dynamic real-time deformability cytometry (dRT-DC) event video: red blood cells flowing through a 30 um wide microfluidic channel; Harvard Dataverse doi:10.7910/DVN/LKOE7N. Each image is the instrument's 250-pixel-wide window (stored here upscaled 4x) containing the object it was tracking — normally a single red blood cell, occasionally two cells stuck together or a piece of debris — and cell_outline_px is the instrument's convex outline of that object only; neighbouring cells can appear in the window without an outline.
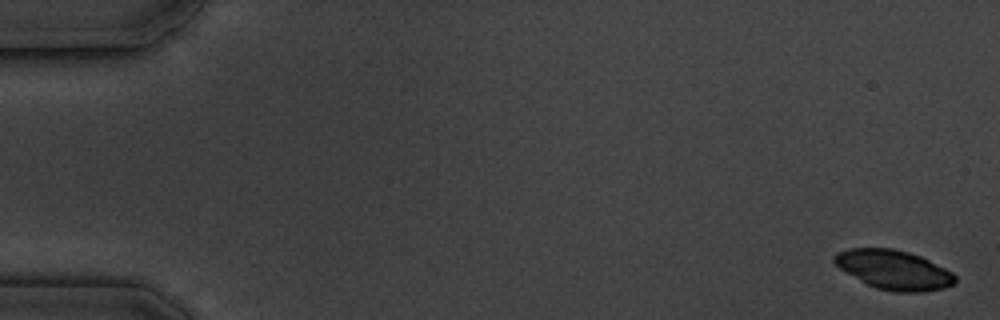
{"species": "common noctule bat (a hibernating species)", "species_latin": "Nyctalus noctula", "temperature_condition": "cold", "stored_images_in_passage": 5, "camera_frame_rate_fps": 3000, "um_per_image_px": 0.085, "animal": {"sex": "male", "body_mass_g": 19.5, "forearm_length_mm": 54.6}, "frame": {"image": 1, "passage_image": 1, "time_ms": 0.0, "image_size_px": [1000, 320], "cell_outline_px": [[956, 280], [952, 284], [944, 288], [924, 292], [892, 292], [876, 288], [868, 284], [840, 268], [832, 260], [832, 256], [836, 252], [848, 248], [892, 248], [908, 252], [920, 256], [952, 272], [956, 276]], "centroid_in_image_um": [75.96, 22.93], "position_along_channel_um": 9.0, "area_um2": 27.51}}
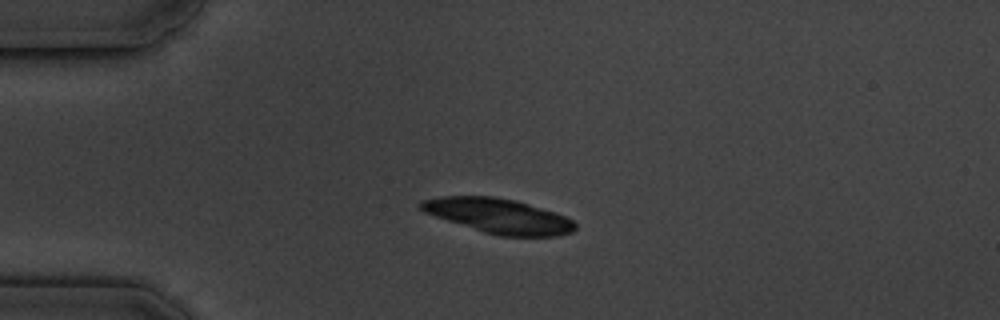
{"frame": {"image": 2, "passage_image": 4, "time_ms": 4.333, "image_size_px": [1000, 320], "cell_outline_px": [[576, 228], [572, 232], [560, 236], [500, 236], [484, 232], [424, 212], [416, 204], [420, 200], [440, 196], [492, 196], [516, 200], [564, 216], [572, 220], [576, 224]], "centroid_in_image_um": [42.35, 18.34], "position_along_channel_um": 42.6, "area_um2": 30.98}}